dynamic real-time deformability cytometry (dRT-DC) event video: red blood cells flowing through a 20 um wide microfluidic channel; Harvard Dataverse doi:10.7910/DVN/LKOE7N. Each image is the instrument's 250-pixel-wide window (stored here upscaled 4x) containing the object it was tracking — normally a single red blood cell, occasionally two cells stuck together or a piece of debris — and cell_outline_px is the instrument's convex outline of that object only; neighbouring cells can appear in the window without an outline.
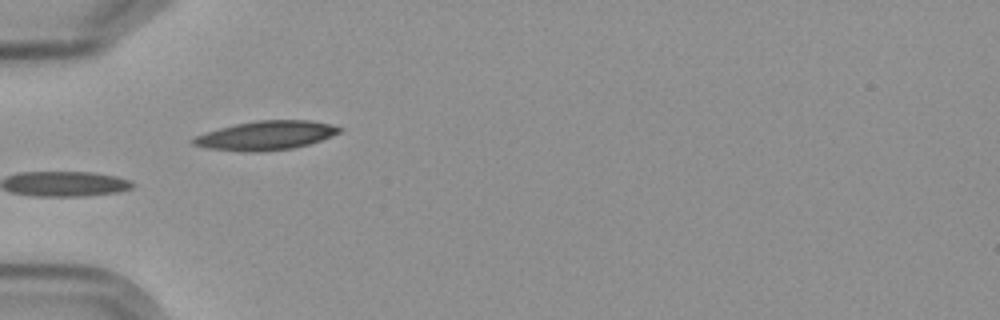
{"species": "Egyptian fruit bat (a non-hibernating species)", "species_latin": "Rousettus aegyptiacus", "temperature_condition": "cold", "stored_images_in_passage": 15, "camera_frame_rate_fps": 3000, "um_per_image_px": 0.085, "frame": {"image": 1, "passage_image": 5, "time_ms": 5.667, "image_size_px": [1000, 320], "cell_outline_px": [[344, 128], [340, 132], [320, 140], [308, 144], [292, 148], [260, 152], [240, 152], [208, 148], [192, 144], [188, 140], [204, 132], [236, 124], [256, 120], [312, 120], [332, 124]], "centroid_in_image_um": [22.58, 11.51], "position_along_channel_um": 62.4, "area_um2": 24.85}}
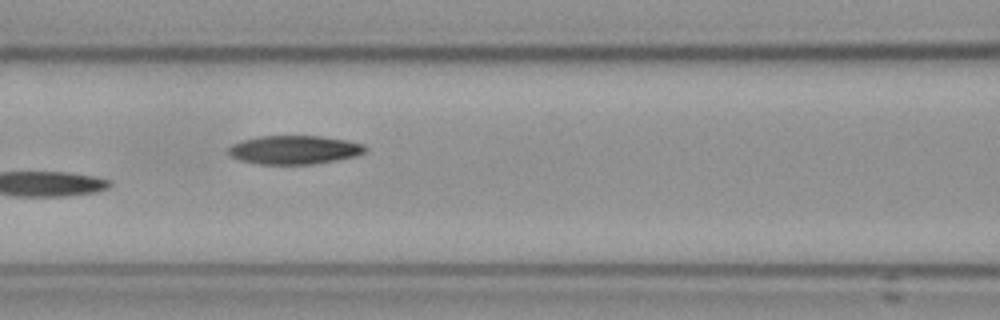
{"frame": {"image": 2, "passage_image": 7, "time_ms": 8.0, "image_size_px": [1000, 320], "cell_outline_px": [[368, 148], [364, 152], [356, 156], [312, 164], [256, 164], [240, 160], [232, 156], [228, 152], [228, 148], [232, 144], [256, 136], [320, 136], [348, 140], [364, 144]], "centroid_in_image_um": [25.02, 12.73], "position_along_channel_um": 141.6, "area_um2": 22.83}}
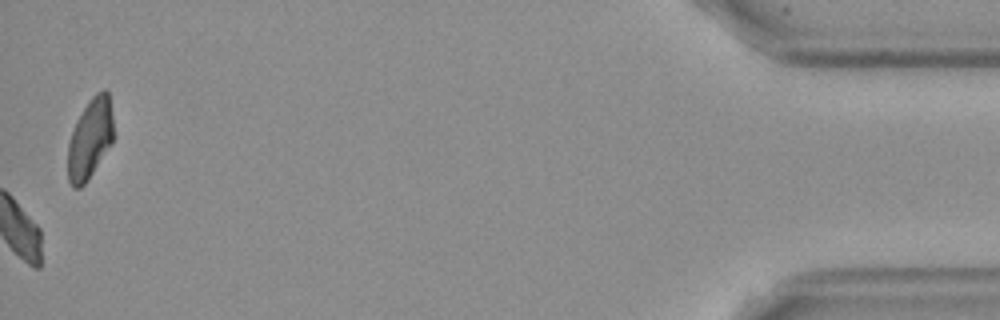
{"frame": {"image": 3, "passage_image": 15, "time_ms": 18.333, "image_size_px": [1000, 320], "cell_outline_px": [[112, 144], [88, 180], [80, 188], [72, 188], [68, 180], [68, 144], [76, 120], [88, 100], [96, 92], [104, 88], [108, 92], [112, 116]], "centroid_in_image_um": [7.64, 11.8], "position_along_channel_um": 427.6, "area_um2": 21.39}, "authors_computed_cell_mechanics": {"area_um2": 22.3686, "velocity_mm_per_s": 3.5606, "shape_relaxation_time_tau1_ms": 5.0142, "shape_relaxation_time_tau2_ms": null, "deformation_change_tau1": 0.132, "deformation_change_tau2": null}}